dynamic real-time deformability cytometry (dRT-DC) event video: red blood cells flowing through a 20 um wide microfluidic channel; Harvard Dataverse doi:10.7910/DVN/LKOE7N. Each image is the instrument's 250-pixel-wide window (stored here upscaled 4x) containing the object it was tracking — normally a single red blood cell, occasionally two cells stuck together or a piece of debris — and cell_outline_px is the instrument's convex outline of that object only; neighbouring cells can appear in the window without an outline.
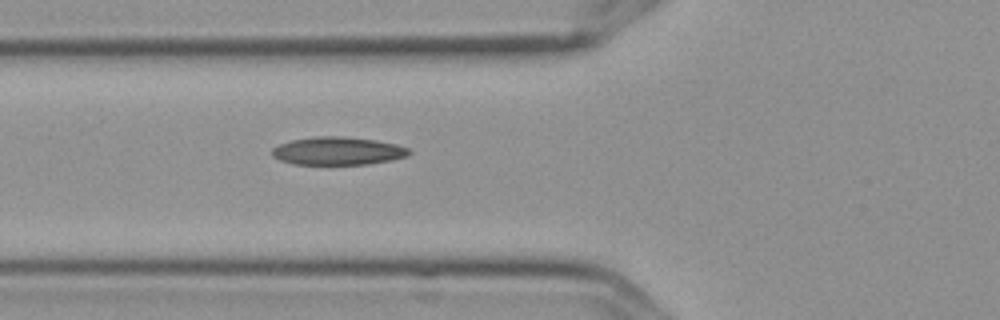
{"species": "Egyptian fruit bat (a non-hibernating species)", "species_latin": "Rousettus aegyptiacus", "temperature_condition": "cold", "stored_images_in_passage": 5, "camera_frame_rate_fps": 3000, "um_per_image_px": 0.085, "frame": {"image": 1, "passage_image": 5, "time_ms": 1.333, "image_size_px": [1000, 320], "cell_outline_px": [[412, 152], [408, 156], [368, 164], [292, 164], [280, 160], [272, 156], [272, 148], [280, 144], [292, 140], [316, 136], [344, 136], [376, 140], [396, 144], [408, 148]], "centroid_in_image_um": [28.71, 12.82], "position_along_channel_um": 97.1, "area_um2": 22.31}}